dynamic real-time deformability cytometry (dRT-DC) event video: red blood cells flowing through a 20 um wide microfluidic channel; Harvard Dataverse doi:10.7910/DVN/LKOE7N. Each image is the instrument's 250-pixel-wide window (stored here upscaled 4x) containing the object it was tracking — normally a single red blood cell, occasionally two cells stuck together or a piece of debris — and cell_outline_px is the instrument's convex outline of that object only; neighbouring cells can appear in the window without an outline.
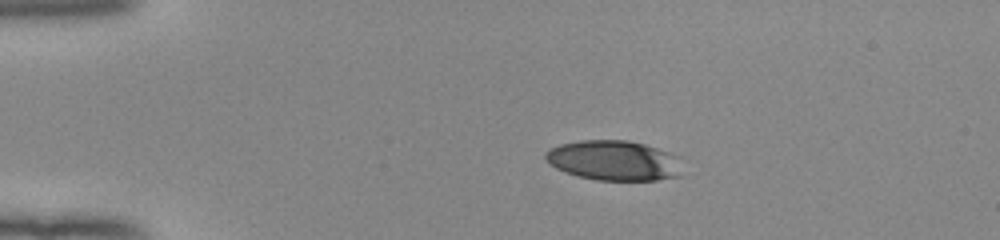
{"species": "human", "species_latin": "Homo sapiens", "temperature_condition": "room temperature", "stored_images_in_passage": 42, "camera_frame_rate_fps": 3000, "um_per_image_px": 0.085, "donor": {"sex": "female"}, "frame": {"image": 1, "passage_image": 1, "time_ms": 0.0, "image_size_px": [1000, 240], "cell_outline_px": [[684, 176], [656, 180], [596, 180], [580, 176], [556, 168], [544, 156], [544, 152], [560, 144], [580, 140], [628, 140], [644, 144], [680, 156]], "centroid_in_image_um": [52.27, 13.64], "position_along_channel_um": 32.7, "area_um2": 32.08}}
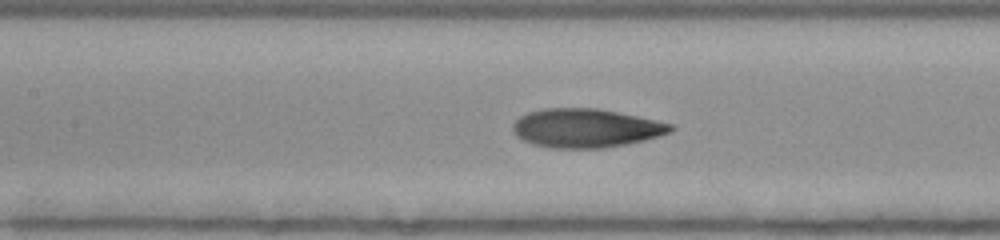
{"frame": {"image": 2, "passage_image": 15, "time_ms": 4.667, "image_size_px": [1000, 240], "cell_outline_px": [[676, 128], [672, 132], [644, 140], [604, 148], [552, 148], [532, 144], [516, 136], [512, 132], [512, 124], [520, 116], [528, 112], [544, 108], [596, 108], [656, 120], [672, 124]], "centroid_in_image_um": [49.77, 10.89], "position_along_channel_um": 157.6, "area_um2": 35.66}}
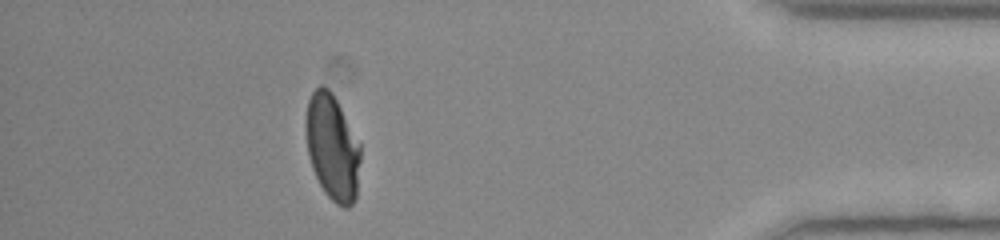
{"frame": {"image": 3, "passage_image": 37, "time_ms": 12.0, "image_size_px": [1000, 240], "cell_outline_px": [[360, 160], [356, 196], [352, 204], [348, 208], [344, 208], [336, 204], [324, 192], [312, 168], [308, 156], [304, 128], [304, 120], [308, 100], [312, 92], [320, 84], [328, 88], [332, 92], [360, 144]], "centroid_in_image_um": [28.22, 12.51], "position_along_channel_um": 407.0, "area_um2": 33.87}, "authors_computed_cell_mechanics": {"area_um2": 35.2869, "velocity_mm_per_s": 3.988, "shape_relaxation_time_tau1_ms": 6.7384, "shape_relaxation_time_tau2_ms": 0.9708, "deformation_change_tau1": 0.2457, "deformation_change_tau2": 0.0602}}